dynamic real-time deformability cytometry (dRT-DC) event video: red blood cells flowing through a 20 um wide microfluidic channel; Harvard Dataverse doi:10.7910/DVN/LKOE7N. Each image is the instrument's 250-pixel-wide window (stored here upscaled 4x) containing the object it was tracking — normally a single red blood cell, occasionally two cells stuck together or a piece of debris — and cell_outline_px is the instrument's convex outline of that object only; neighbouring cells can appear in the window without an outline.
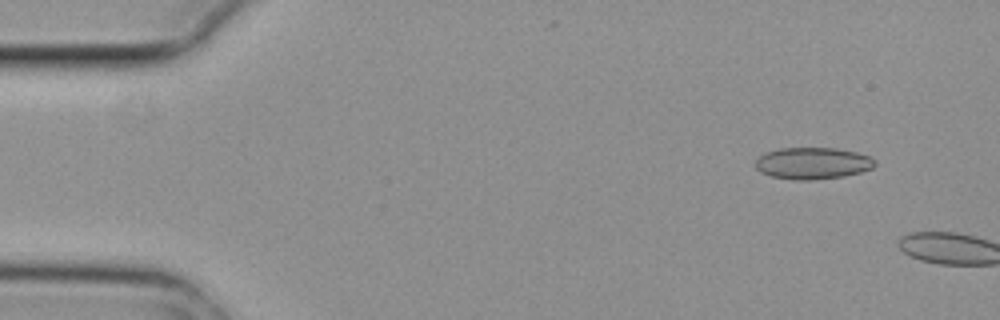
{"species": "common noctule bat (a hibernating species)", "species_latin": "Nyctalus noctula", "temperature_condition": "cold", "stored_images_in_passage": 2, "camera_frame_rate_fps": 3000, "um_per_image_px": 0.085, "animal": {"sex": "female", "body_mass_g": 29.2, "forearm_length_mm": 56.3}, "frame": {"image": 1, "passage_image": 1, "time_ms": 0.0, "image_size_px": [1000, 320], "cell_outline_px": [[876, 164], [872, 168], [860, 172], [844, 176], [812, 180], [796, 180], [772, 176], [760, 172], [756, 168], [756, 160], [764, 152], [780, 148], [836, 148], [856, 152], [872, 156], [876, 160]], "centroid_in_image_um": [69.1, 13.87], "position_along_channel_um": 15.9, "area_um2": 22.2}}